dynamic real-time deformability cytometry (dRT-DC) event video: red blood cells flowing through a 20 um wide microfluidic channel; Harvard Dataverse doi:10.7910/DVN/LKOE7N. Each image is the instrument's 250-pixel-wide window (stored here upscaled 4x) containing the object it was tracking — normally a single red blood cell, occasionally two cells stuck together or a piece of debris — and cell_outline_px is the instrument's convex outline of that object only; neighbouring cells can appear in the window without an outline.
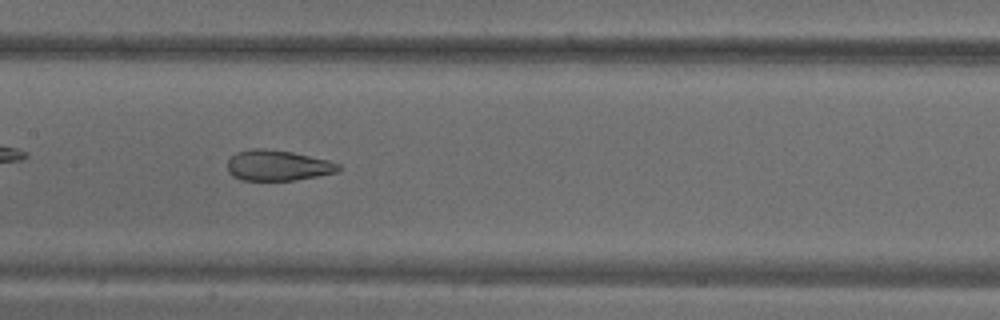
{"species": "common noctule bat (a hibernating species)", "species_latin": "Nyctalus noctula", "temperature_condition": "warm", "stored_images_in_passage": 35, "camera_frame_rate_fps": 3000, "um_per_image_px": 0.085, "animal": {"sex": "male", "body_mass_g": 18.8}, "frame": {"image": 1, "passage_image": 11, "time_ms": 3.333, "image_size_px": [1000, 320], "cell_outline_px": [[340, 168], [332, 172], [292, 180], [244, 180], [236, 176], [228, 168], [228, 160], [232, 156], [240, 152], [288, 152], [324, 160], [336, 164]], "centroid_in_image_um": [23.58, 14.12], "position_along_channel_um": 183.8, "area_um2": 17.74}, "authors_computed_cell_mechanics": {"area_um2": 19.2474, "velocity_mm_per_s": 3.7411, "shape_relaxation_time_tau1_ms": null, "shape_relaxation_time_tau2_ms": 1.2822, "deformation_change_tau1": null, "deformation_change_tau2": 0.0723}}